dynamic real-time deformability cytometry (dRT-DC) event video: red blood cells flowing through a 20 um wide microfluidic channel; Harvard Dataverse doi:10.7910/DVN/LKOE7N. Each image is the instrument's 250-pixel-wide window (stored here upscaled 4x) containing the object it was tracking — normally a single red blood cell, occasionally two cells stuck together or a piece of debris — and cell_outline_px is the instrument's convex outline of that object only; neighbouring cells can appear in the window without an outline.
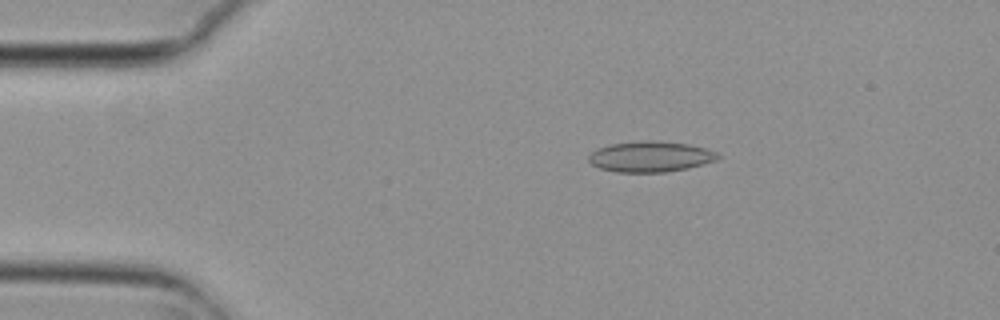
{"species": "common noctule bat (a hibernating species)", "species_latin": "Nyctalus noctula", "temperature_condition": "cold", "stored_images_in_passage": 15, "camera_frame_rate_fps": 3000, "um_per_image_px": 0.085, "animal": {"sex": "female", "body_mass_g": 29.2, "forearm_length_mm": 56.3}, "frame": {"image": 1, "passage_image": 10, "time_ms": 3.0, "image_size_px": [1000, 320], "cell_outline_px": [[720, 156], [716, 160], [688, 168], [664, 172], [616, 172], [600, 168], [592, 164], [588, 160], [588, 156], [596, 148], [608, 144], [644, 140], [648, 140], [688, 144], [704, 148], [716, 152]], "centroid_in_image_um": [55.24, 13.31], "position_along_channel_um": 29.8, "area_um2": 23.0}}